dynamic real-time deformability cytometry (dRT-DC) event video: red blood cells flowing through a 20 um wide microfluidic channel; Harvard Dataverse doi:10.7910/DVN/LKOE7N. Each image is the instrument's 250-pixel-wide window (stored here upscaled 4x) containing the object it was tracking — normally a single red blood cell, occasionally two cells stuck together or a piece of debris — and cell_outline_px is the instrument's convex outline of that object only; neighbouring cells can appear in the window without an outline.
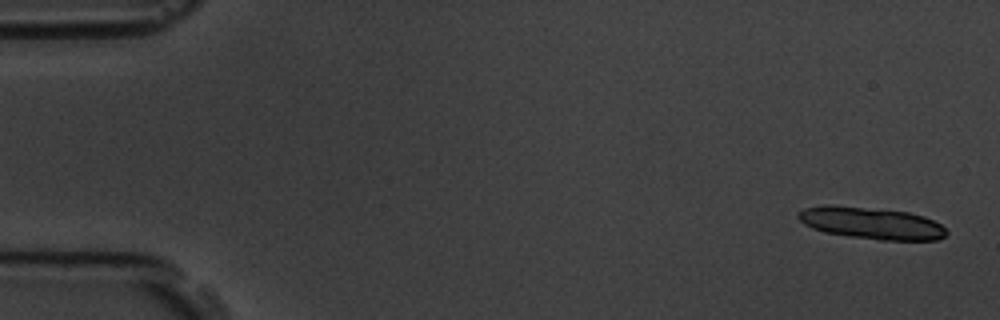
{"species": "common noctule bat (a hibernating species)", "species_latin": "Nyctalus noctula", "temperature_condition": "room temperature", "stored_images_in_passage": 5, "camera_frame_rate_fps": 3000, "um_per_image_px": 0.085, "animal": {"sex": "male", "body_mass_g": 19.5, "forearm_length_mm": 54.6}, "frame": {"image": 1, "passage_image": 1, "time_ms": 0.0, "image_size_px": [1000, 320], "cell_outline_px": [[948, 232], [940, 240], [880, 240], [824, 232], [812, 228], [804, 224], [796, 216], [796, 212], [804, 208], [824, 204], [832, 204], [908, 212], [924, 216], [940, 224]], "centroid_in_image_um": [74.02, 18.95], "position_along_channel_um": 11.0, "area_um2": 27.63}}